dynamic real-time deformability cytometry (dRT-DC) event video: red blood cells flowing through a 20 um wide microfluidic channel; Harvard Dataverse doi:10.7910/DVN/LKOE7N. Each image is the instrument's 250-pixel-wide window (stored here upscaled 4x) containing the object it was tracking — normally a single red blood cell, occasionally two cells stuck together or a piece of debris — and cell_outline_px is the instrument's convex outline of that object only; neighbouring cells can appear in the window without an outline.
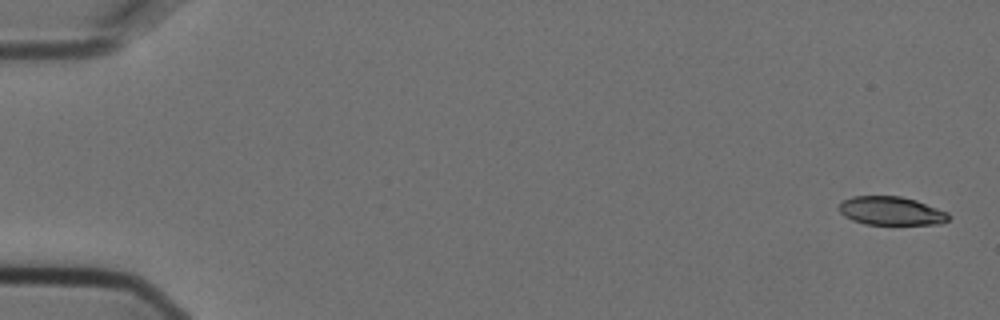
{"species": "Egyptian fruit bat (a non-hibernating species)", "species_latin": "Rousettus aegyptiacus", "temperature_condition": "cold", "stored_images_in_passage": 6, "camera_frame_rate_fps": 3000, "um_per_image_px": 0.085, "animal": {"sex": "female"}, "frame": {"image": 1, "passage_image": 1, "time_ms": 0.0, "image_size_px": [1000, 320], "cell_outline_px": [[948, 220], [940, 224], [864, 224], [852, 220], [844, 216], [840, 212], [840, 204], [844, 200], [852, 196], [900, 196], [916, 200], [948, 212]], "centroid_in_image_um": [75.74, 17.92], "position_along_channel_um": 9.3, "area_um2": 18.09}}
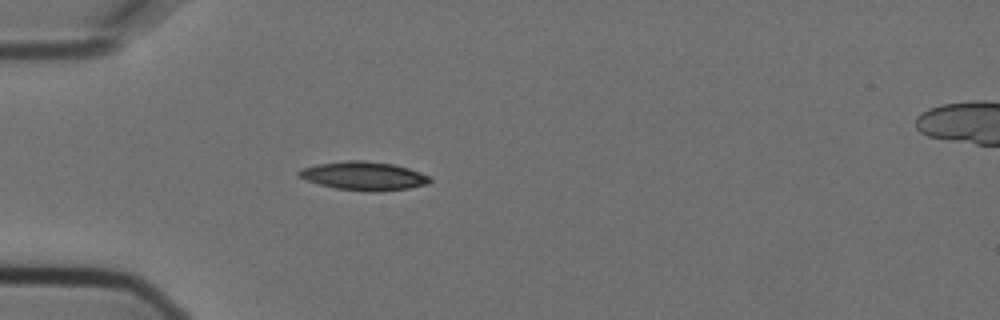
{"frame": {"image": 2, "passage_image": 5, "time_ms": 1.333, "image_size_px": [1000, 320], "cell_outline_px": [[432, 180], [428, 184], [408, 188], [376, 192], [372, 192], [336, 188], [320, 184], [308, 180], [300, 176], [296, 172], [300, 168], [316, 164], [344, 160], [364, 160], [392, 164], [408, 168], [428, 176]], "centroid_in_image_um": [30.9, 14.94], "position_along_channel_um": 54.1, "area_um2": 21.68}}